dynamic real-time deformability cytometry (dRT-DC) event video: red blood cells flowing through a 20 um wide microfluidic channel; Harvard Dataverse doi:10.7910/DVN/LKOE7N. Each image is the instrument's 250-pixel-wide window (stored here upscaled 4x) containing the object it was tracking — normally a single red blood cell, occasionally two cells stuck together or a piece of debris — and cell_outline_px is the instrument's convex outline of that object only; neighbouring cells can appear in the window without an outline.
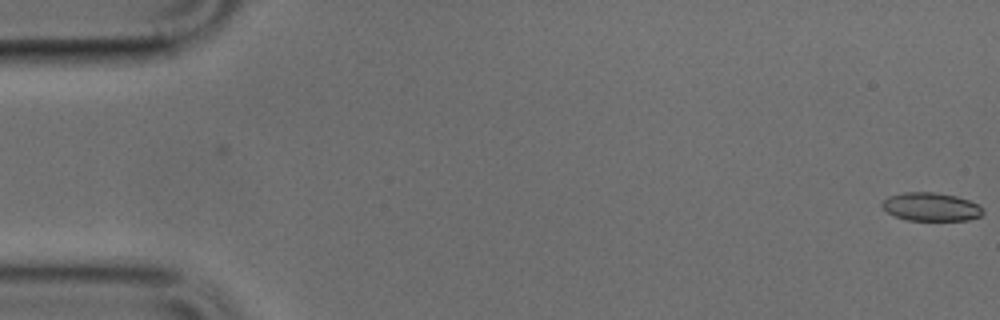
{"species": "common noctule bat (a hibernating species)", "species_latin": "Nyctalus noctula", "temperature_condition": "cold", "stored_images_in_passage": 45, "camera_frame_rate_fps": 3000, "um_per_image_px": 0.085, "animal": {"sex": "male", "body_mass_g": 17.9, "forearm_length_mm": 54.2}, "frame": {"image": 1, "passage_image": 1, "time_ms": 0.0, "image_size_px": [1000, 320], "cell_outline_px": [[984, 212], [980, 216], [968, 220], [908, 220], [896, 216], [888, 212], [880, 204], [888, 196], [904, 192], [932, 192], [956, 196], [968, 200], [976, 204]], "centroid_in_image_um": [79.11, 17.58], "position_along_channel_um": 5.9, "area_um2": 16.42}}
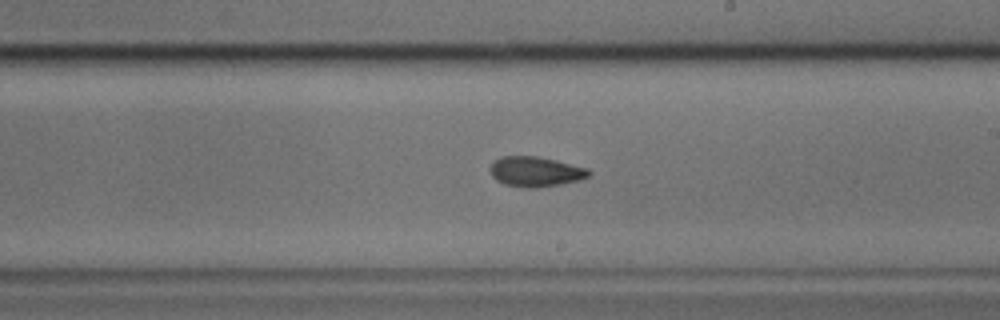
{"frame": {"image": 2, "passage_image": 29, "time_ms": 9.333, "image_size_px": [1000, 320], "cell_outline_px": [[592, 172], [588, 176], [580, 180], [560, 184], [536, 188], [524, 188], [504, 184], [496, 180], [492, 176], [488, 168], [500, 156], [536, 156], [556, 160], [588, 168]], "centroid_in_image_um": [45.51, 14.59], "position_along_channel_um": 243.5, "area_um2": 17.4}}
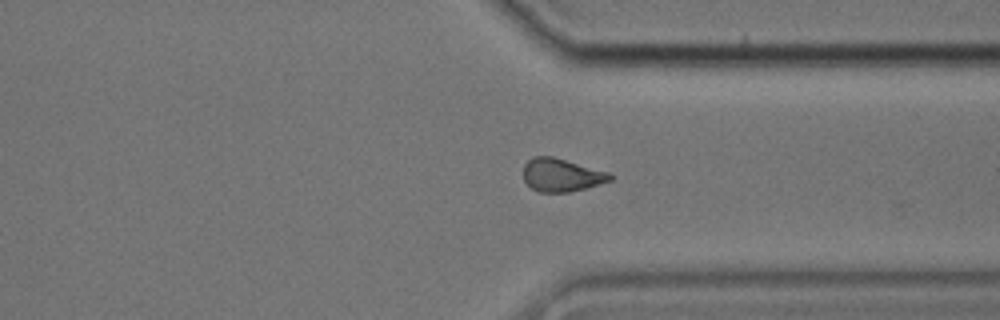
{"frame": {"image": 3, "passage_image": 38, "time_ms": 12.333, "image_size_px": [1000, 320], "cell_outline_px": [[612, 180], [600, 184], [568, 192], [540, 192], [532, 188], [524, 180], [524, 164], [532, 156], [552, 156], [608, 172], [612, 176]], "centroid_in_image_um": [47.71, 14.87], "position_along_channel_um": 363.7, "area_um2": 16.53}}